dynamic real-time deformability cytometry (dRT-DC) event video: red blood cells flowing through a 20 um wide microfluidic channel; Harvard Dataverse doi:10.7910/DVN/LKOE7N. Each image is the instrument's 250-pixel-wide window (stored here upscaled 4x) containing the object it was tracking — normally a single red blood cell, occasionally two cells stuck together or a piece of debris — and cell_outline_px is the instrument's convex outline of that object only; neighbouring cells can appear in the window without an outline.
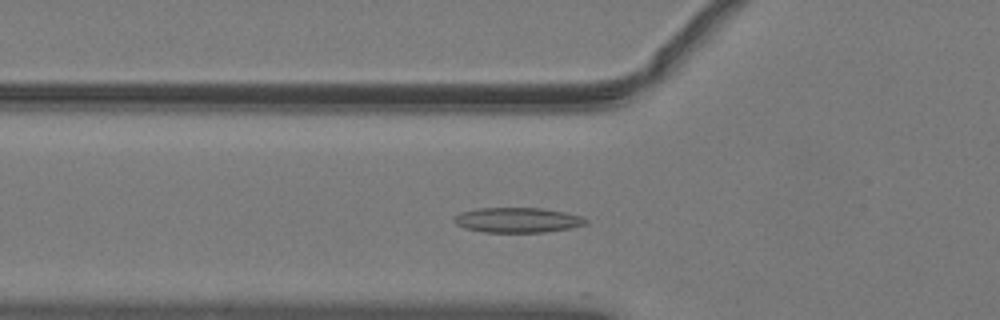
{"species": "common noctule bat (a hibernating species)", "species_latin": "Nyctalus noctula", "temperature_condition": "warm", "stored_images_in_passage": 44, "camera_frame_rate_fps": 3000, "um_per_image_px": 0.085, "animal": {"sex": "male", "body_mass_g": 19.2, "forearm_length_mm": 51.8}, "frame": {"image": 1, "passage_image": 11, "time_ms": 3.333, "image_size_px": [1000, 320], "cell_outline_px": [[588, 224], [572, 228], [544, 232], [484, 232], [464, 228], [456, 224], [452, 220], [452, 216], [460, 212], [476, 208], [540, 208], [564, 212], [580, 216], [588, 220]], "centroid_in_image_um": [43.95, 18.7], "position_along_channel_um": 81.8, "area_um2": 19.36}}
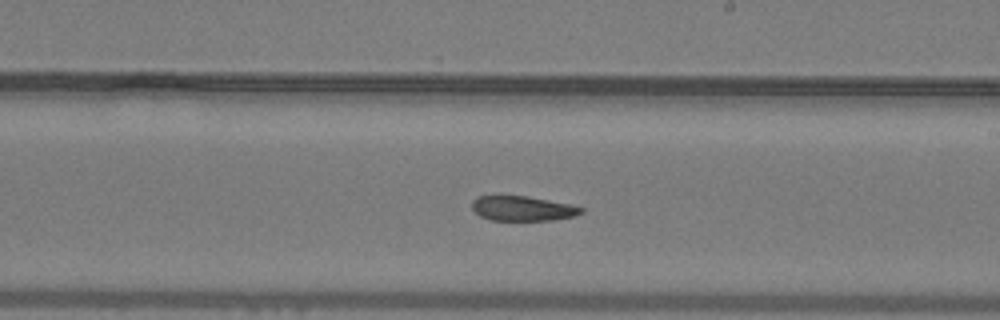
{"frame": {"image": 2, "passage_image": 23, "time_ms": 7.333, "image_size_px": [1000, 320], "cell_outline_px": [[584, 212], [572, 216], [552, 220], [492, 220], [480, 216], [472, 208], [472, 200], [476, 196], [528, 196], [572, 204], [584, 208]], "centroid_in_image_um": [44.43, 17.71], "position_along_channel_um": 244.6, "area_um2": 15.78}}
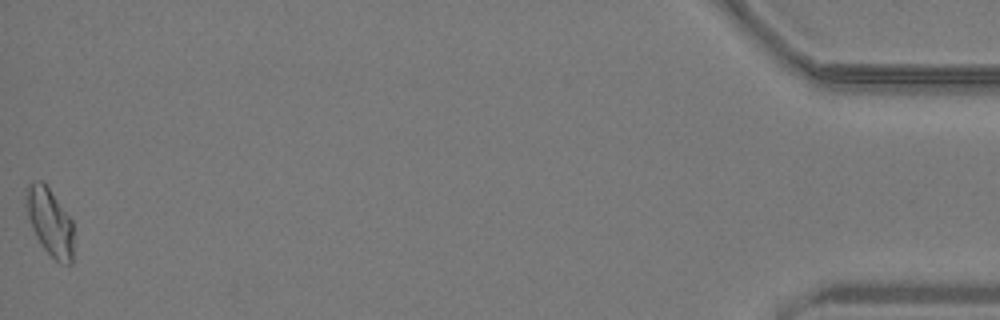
{"frame": {"image": 3, "passage_image": 44, "time_ms": 14.333, "image_size_px": [1000, 320], "cell_outline_px": [[72, 264], [60, 264], [40, 244], [32, 228], [24, 204], [24, 188], [32, 180], [44, 180], [72, 220]], "centroid_in_image_um": [4.19, 18.78], "position_along_channel_um": 431.0, "area_um2": 19.02}, "authors_computed_cell_mechanics": {"area_um2": 17.5712, "velocity_mm_per_s": 4.0489, "shape_relaxation_time_tau1_ms": null, "shape_relaxation_time_tau2_ms": 4.7631, "deformation_change_tau1": null, "deformation_change_tau2": 0.1127}}